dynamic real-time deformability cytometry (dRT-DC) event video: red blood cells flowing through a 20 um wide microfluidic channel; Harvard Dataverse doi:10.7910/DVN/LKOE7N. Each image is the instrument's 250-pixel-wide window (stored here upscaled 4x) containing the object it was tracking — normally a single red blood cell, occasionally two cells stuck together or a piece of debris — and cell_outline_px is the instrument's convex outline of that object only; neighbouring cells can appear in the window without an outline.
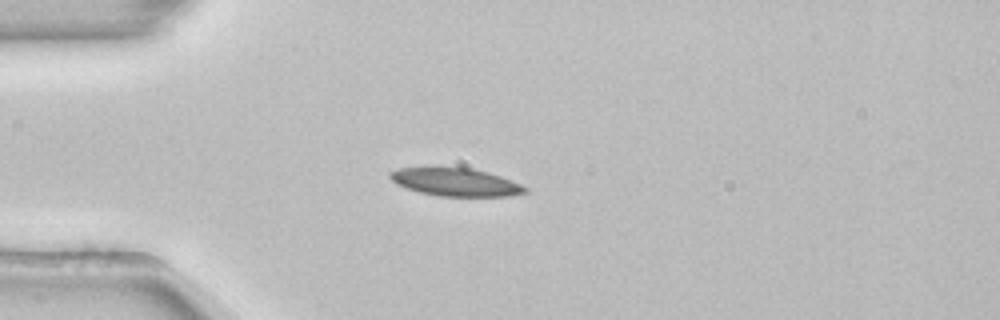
{"species": "common noctule bat (a hibernating species)", "species_latin": "Nyctalus noctula", "temperature_condition": "room temperature", "stored_images_in_passage": 40, "camera_frame_rate_fps": 3000, "um_per_image_px": 0.085, "animal": {"sex": "female", "body_mass_g": 22.7, "forearm_length_mm": 54.2}, "frame": {"image": 1, "passage_image": 1, "time_ms": 0.0, "image_size_px": [1000, 320], "cell_outline_px": [[528, 192], [508, 196], [440, 196], [420, 192], [396, 184], [388, 176], [388, 172], [400, 168], [468, 168], [488, 172], [500, 176], [520, 184], [528, 188]], "centroid_in_image_um": [38.73, 15.49], "position_along_channel_um": 46.3, "area_um2": 21.68}}
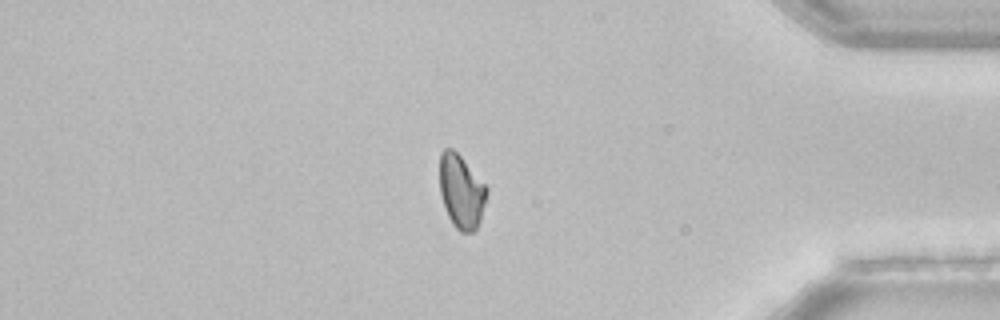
{"frame": {"image": 2, "passage_image": 32, "time_ms": 10.333, "image_size_px": [1000, 320], "cell_outline_px": [[488, 192], [480, 220], [476, 228], [472, 232], [460, 232], [452, 224], [448, 216], [440, 192], [440, 152], [444, 148], [452, 148], [460, 156], [488, 188]], "centroid_in_image_um": [39.2, 16.28], "position_along_channel_um": 396.0, "area_um2": 20.0}}
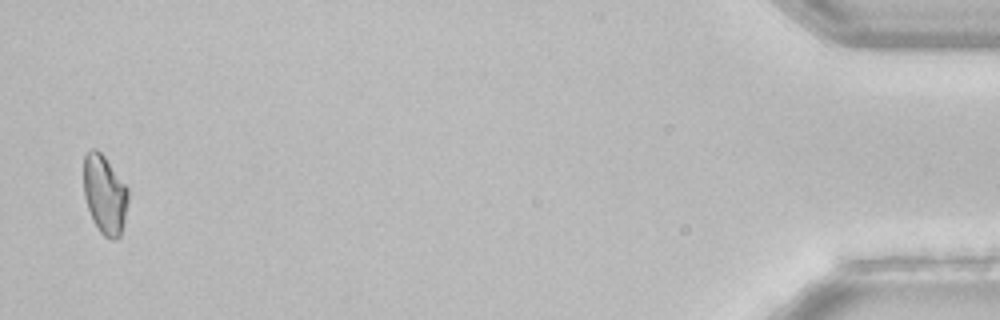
{"frame": {"image": 3, "passage_image": 39, "time_ms": 12.667, "image_size_px": [1000, 320], "cell_outline_px": [[128, 200], [124, 220], [120, 236], [116, 240], [112, 240], [104, 236], [100, 232], [92, 220], [84, 196], [84, 156], [92, 148], [96, 148], [104, 156], [128, 188]], "centroid_in_image_um": [8.89, 16.55], "position_along_channel_um": 426.3, "area_um2": 20.4}, "authors_computed_cell_mechanics": {"area_um2": 21.2126, "velocity_mm_per_s": 3.8687, "shape_relaxation_time_tau1_ms": 5.3536, "shape_relaxation_time_tau2_ms": null, "deformation_change_tau1": 0.1025, "deformation_change_tau2": null}}